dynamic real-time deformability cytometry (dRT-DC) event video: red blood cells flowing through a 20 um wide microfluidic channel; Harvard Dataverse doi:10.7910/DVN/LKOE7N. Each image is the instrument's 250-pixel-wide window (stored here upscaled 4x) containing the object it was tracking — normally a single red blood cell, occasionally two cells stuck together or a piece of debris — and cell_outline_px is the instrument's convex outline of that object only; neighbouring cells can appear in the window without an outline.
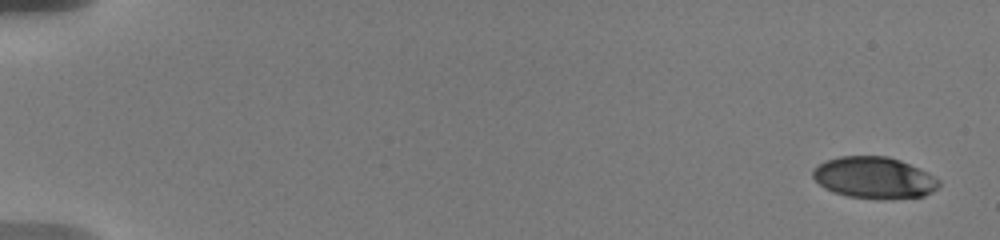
{"species": "human", "species_latin": "Homo sapiens", "temperature_condition": "warm", "stored_images_in_passage": 66, "camera_frame_rate_fps": 3000, "um_per_image_px": 0.085, "donor": {"sex": "male"}, "frame": {"image": 1, "passage_image": 1, "time_ms": 0.0, "image_size_px": [1000, 240], "cell_outline_px": [[940, 184], [932, 192], [924, 196], [892, 200], [880, 200], [848, 196], [832, 192], [824, 188], [812, 176], [812, 168], [828, 160], [840, 156], [888, 156], [900, 160], [928, 172], [940, 180]], "centroid_in_image_um": [74.32, 15.12], "position_along_channel_um": 10.7, "area_um2": 30.87}}
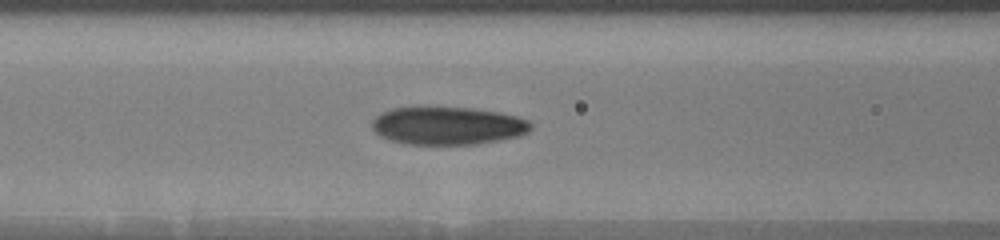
{"frame": {"image": 2, "passage_image": 25, "time_ms": 8.0, "image_size_px": [1000, 240], "cell_outline_px": [[532, 128], [528, 132], [520, 136], [476, 144], [404, 144], [388, 140], [380, 136], [372, 128], [372, 120], [380, 112], [392, 108], [420, 104], [428, 104], [476, 108], [500, 112], [516, 116], [528, 120], [532, 124]], "centroid_in_image_um": [38.0, 10.63], "position_along_channel_um": 128.6, "area_um2": 36.47}}
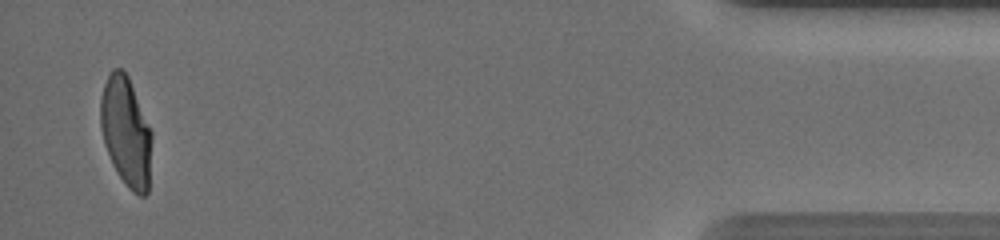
{"frame": {"image": 3, "passage_image": 64, "time_ms": 18.0, "image_size_px": [1000, 240], "cell_outline_px": [[152, 136], [148, 192], [144, 196], [140, 196], [132, 192], [128, 188], [112, 164], [104, 144], [100, 128], [100, 100], [104, 84], [112, 68], [120, 68], [128, 76], [152, 132]], "centroid_in_image_um": [10.7, 11.21], "position_along_channel_um": 424.5, "area_um2": 32.71}, "authors_computed_cell_mechanics": {"area_um2": 33.6396, "velocity_mm_per_s": 3.6234, "shape_relaxation_time_tau1_ms": 6.5228, "shape_relaxation_time_tau2_ms": 1.1897, "deformation_change_tau1": 0.2408, "deformation_change_tau2": 0.0633}}